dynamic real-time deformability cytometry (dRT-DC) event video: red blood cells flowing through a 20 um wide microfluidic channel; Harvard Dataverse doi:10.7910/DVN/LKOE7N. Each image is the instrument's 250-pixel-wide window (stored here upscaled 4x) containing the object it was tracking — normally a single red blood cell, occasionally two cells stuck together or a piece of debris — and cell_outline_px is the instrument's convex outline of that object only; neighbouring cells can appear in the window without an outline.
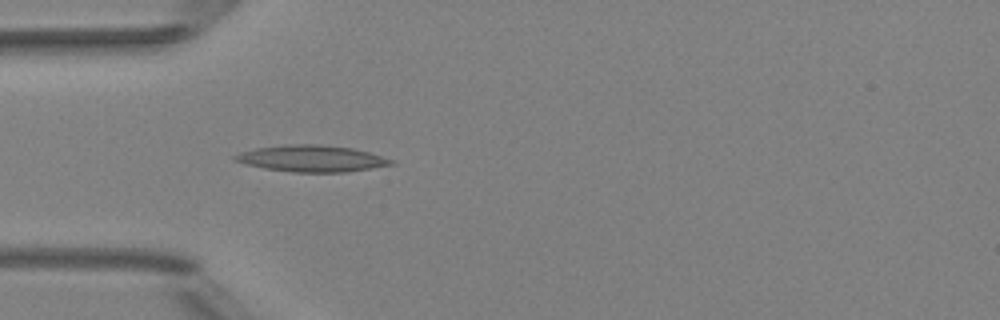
{"species": "Egyptian fruit bat (a non-hibernating species)", "species_latin": "Rousettus aegyptiacus", "temperature_condition": "room temperature", "stored_images_in_passage": 5, "camera_frame_rate_fps": 3000, "um_per_image_px": 0.085, "animal": {"sex": "female"}, "frame": {"image": 1, "passage_image": 5, "time_ms": 4.667, "image_size_px": [1000, 320], "cell_outline_px": [[396, 164], [344, 172], [292, 172], [264, 168], [232, 160], [232, 156], [240, 152], [256, 148], [284, 144], [320, 144], [352, 148], [368, 152], [396, 160]], "centroid_in_image_um": [26.49, 13.47], "position_along_channel_um": 58.5, "area_um2": 24.16}}